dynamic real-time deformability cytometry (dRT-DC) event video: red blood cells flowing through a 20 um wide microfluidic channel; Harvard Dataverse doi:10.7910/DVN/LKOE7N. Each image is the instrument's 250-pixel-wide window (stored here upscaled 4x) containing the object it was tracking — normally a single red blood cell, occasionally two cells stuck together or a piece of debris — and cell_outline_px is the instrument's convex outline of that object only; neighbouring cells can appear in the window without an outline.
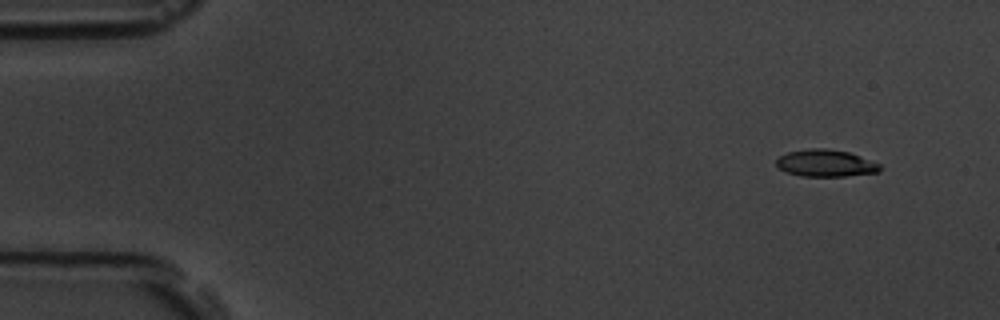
{"species": "common noctule bat (a hibernating species)", "species_latin": "Nyctalus noctula", "temperature_condition": "room temperature", "stored_images_in_passage": 6, "camera_frame_rate_fps": 3000, "um_per_image_px": 0.085, "animal": {"sex": "male", "body_mass_g": 19.5, "forearm_length_mm": 54.6}, "frame": {"image": 1, "passage_image": 2, "time_ms": 1.333, "image_size_px": [1000, 320], "cell_outline_px": [[880, 172], [844, 176], [800, 176], [788, 172], [780, 168], [776, 164], [776, 160], [780, 156], [788, 152], [808, 148], [824, 148], [848, 152], [872, 160], [880, 164]], "centroid_in_image_um": [70.19, 13.87], "position_along_channel_um": 14.8, "area_um2": 16.24}}